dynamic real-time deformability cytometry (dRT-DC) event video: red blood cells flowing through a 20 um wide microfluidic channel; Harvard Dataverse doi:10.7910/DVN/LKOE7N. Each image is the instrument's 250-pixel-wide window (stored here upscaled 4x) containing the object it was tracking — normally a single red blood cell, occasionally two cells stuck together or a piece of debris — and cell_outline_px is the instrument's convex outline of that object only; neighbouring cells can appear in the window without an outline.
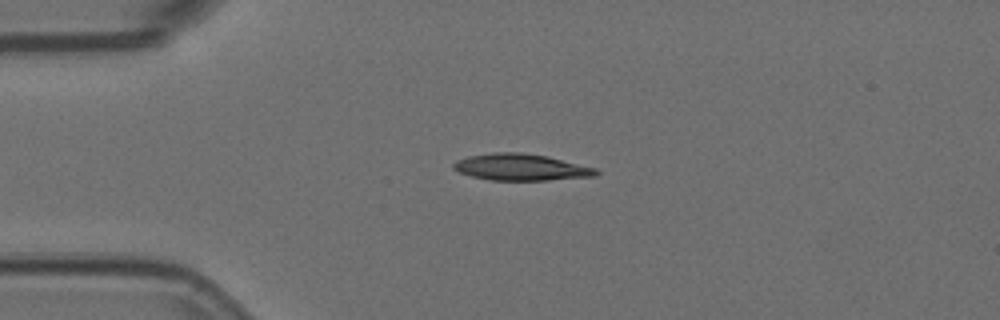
{"species": "Egyptian fruit bat (a non-hibernating species)", "species_latin": "Rousettus aegyptiacus", "temperature_condition": "room temperature", "stored_images_in_passage": 8, "camera_frame_rate_fps": 3000, "um_per_image_px": 0.085, "animal": {"sex": "female"}, "frame": {"image": 1, "passage_image": 3, "time_ms": 0.667, "image_size_px": [1000, 320], "cell_outline_px": [[600, 172], [596, 176], [548, 180], [488, 180], [472, 176], [460, 172], [452, 168], [452, 164], [456, 160], [468, 156], [492, 152], [520, 152], [548, 156], [596, 168]], "centroid_in_image_um": [44.28, 14.21], "position_along_channel_um": 40.7, "area_um2": 22.2}}
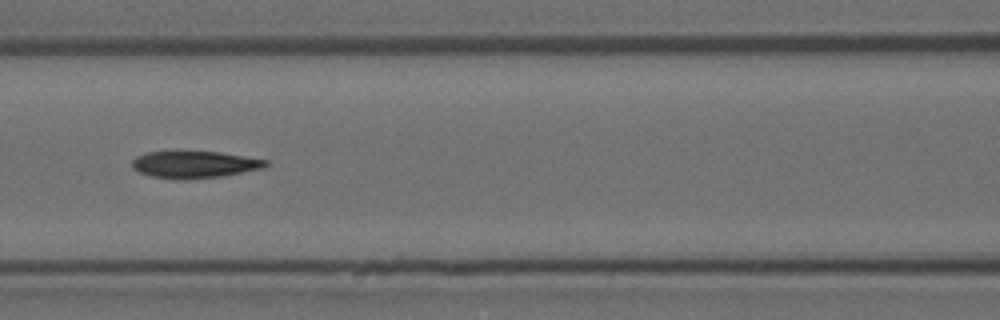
{"frame": {"image": 2, "passage_image": 6, "time_ms": 1.667, "image_size_px": [1000, 320], "cell_outline_px": [[268, 164], [264, 168], [224, 176], [188, 180], [180, 180], [152, 176], [140, 172], [132, 168], [132, 160], [136, 156], [148, 152], [216, 152], [268, 160]], "centroid_in_image_um": [16.53, 14.0], "position_along_channel_um": 150.1, "area_um2": 20.92}}
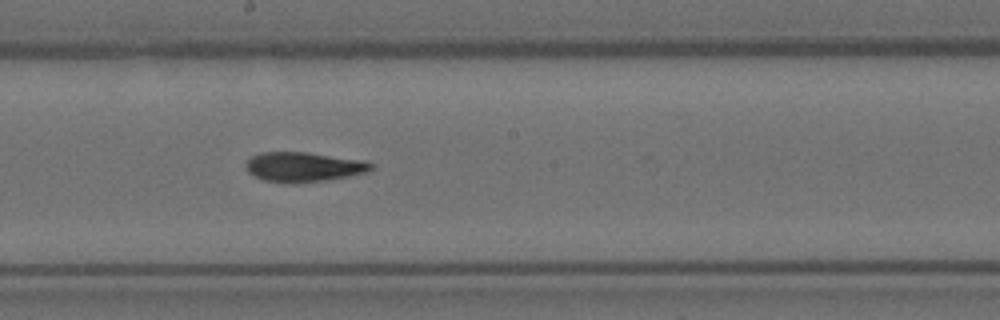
{"frame": {"image": 3, "passage_image": 8, "time_ms": 2.333, "image_size_px": [1000, 320], "cell_outline_px": [[376, 164], [368, 172], [348, 176], [324, 180], [264, 180], [248, 172], [244, 164], [252, 156], [260, 152], [308, 152], [368, 160]], "centroid_in_image_um": [25.89, 14.12], "position_along_channel_um": 222.3, "area_um2": 21.1}}